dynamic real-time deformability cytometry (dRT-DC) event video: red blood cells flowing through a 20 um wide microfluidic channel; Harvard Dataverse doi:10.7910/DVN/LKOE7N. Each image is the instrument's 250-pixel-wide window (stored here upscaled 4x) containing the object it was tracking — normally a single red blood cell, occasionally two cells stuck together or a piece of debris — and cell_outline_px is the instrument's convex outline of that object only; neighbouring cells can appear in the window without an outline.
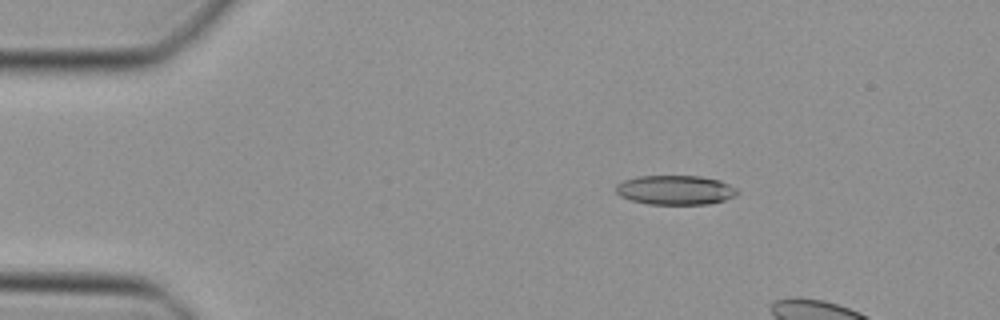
{"species": "Egyptian fruit bat (a non-hibernating species)", "species_latin": "Rousettus aegyptiacus", "temperature_condition": "cold", "stored_images_in_passage": 10, "camera_frame_rate_fps": 3000, "um_per_image_px": 0.085, "animal": {"sex": "female"}, "frame": {"image": 1, "passage_image": 8, "time_ms": 2.333, "image_size_px": [1000, 320], "cell_outline_px": [[740, 192], [736, 196], [724, 200], [708, 204], [648, 204], [632, 200], [620, 196], [616, 192], [616, 184], [624, 180], [640, 176], [700, 176], [720, 180], [736, 188]], "centroid_in_image_um": [57.42, 16.15], "position_along_channel_um": 27.6, "area_um2": 20.81}}